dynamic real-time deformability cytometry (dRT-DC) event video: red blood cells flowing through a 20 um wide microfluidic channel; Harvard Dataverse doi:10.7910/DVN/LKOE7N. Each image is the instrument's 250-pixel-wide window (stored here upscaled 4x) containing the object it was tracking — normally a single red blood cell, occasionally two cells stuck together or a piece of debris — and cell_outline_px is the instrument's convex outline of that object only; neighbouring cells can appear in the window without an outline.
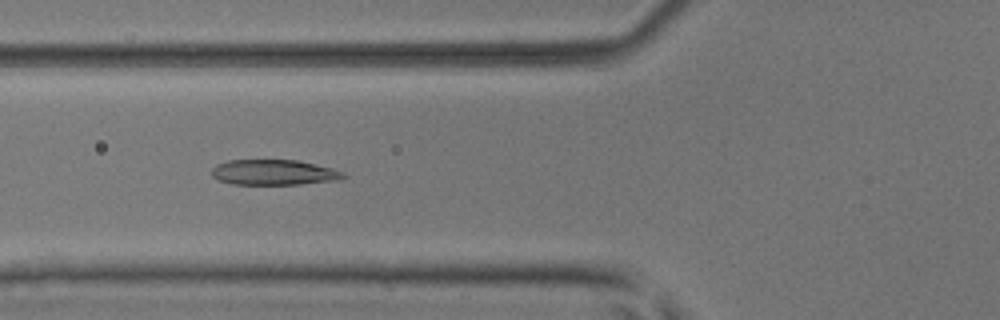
{"species": "common noctule bat (a hibernating species)", "species_latin": "Nyctalus noctula", "temperature_condition": "room temperature", "stored_images_in_passage": 8, "camera_frame_rate_fps": 3000, "um_per_image_px": 0.085, "animal": {"sex": "male", "body_mass_g": 17.9, "forearm_length_mm": 54.2}, "frame": {"image": 1, "passage_image": 5, "time_ms": 1.333, "image_size_px": [1000, 320], "cell_outline_px": [[348, 176], [340, 180], [300, 184], [232, 184], [220, 180], [212, 176], [212, 168], [216, 164], [228, 160], [296, 160], [316, 164], [332, 168], [344, 172]], "centroid_in_image_um": [23.31, 14.65], "position_along_channel_um": 102.5, "area_um2": 19.54}}
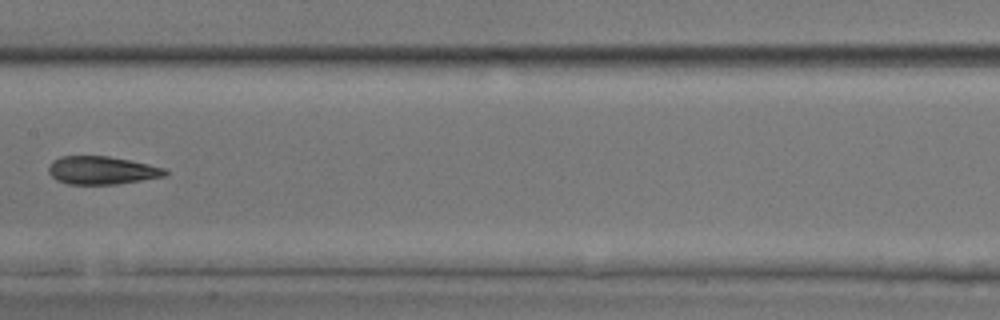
{"frame": {"image": 2, "passage_image": 7, "time_ms": 2.0, "image_size_px": [1000, 320], "cell_outline_px": [[168, 176], [116, 184], [68, 184], [56, 180], [48, 172], [48, 168], [52, 160], [60, 156], [108, 156], [148, 164], [164, 168], [168, 172]], "centroid_in_image_um": [8.64, 14.48], "position_along_channel_um": 198.8, "area_um2": 19.07}}
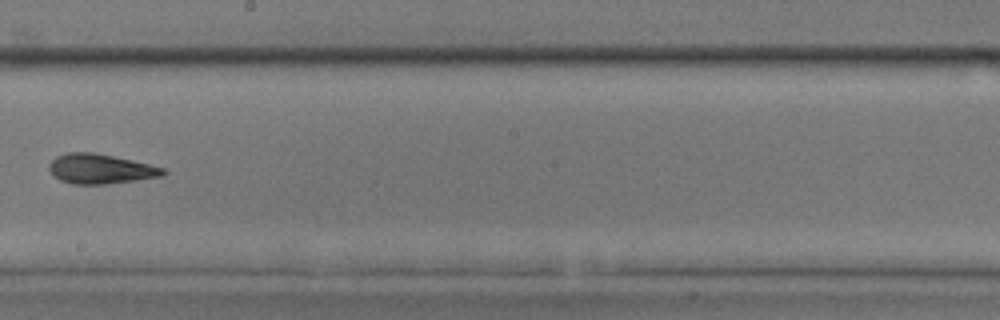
{"frame": {"image": 3, "passage_image": 8, "time_ms": 2.333, "image_size_px": [1000, 320], "cell_outline_px": [[168, 172], [164, 176], [136, 180], [104, 184], [72, 184], [60, 180], [48, 168], [48, 164], [56, 156], [68, 152], [96, 152], [132, 160], [164, 168]], "centroid_in_image_um": [8.55, 14.35], "position_along_channel_um": 239.6, "area_um2": 19.77}}